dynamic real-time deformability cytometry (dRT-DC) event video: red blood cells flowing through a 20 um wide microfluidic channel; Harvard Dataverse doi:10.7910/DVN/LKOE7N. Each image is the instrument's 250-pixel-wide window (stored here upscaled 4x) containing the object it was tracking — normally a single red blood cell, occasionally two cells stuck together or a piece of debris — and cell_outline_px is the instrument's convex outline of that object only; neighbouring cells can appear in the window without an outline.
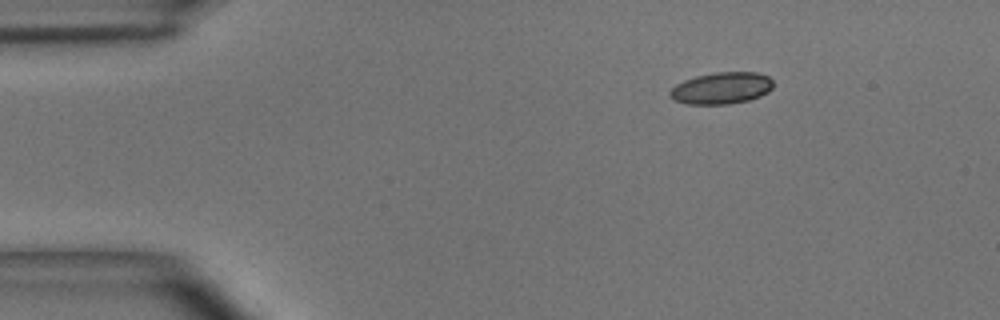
{"species": "common noctule bat (a hibernating species)", "species_latin": "Nyctalus noctula", "temperature_condition": "room temperature", "stored_images_in_passage": 44, "camera_frame_rate_fps": 3000, "um_per_image_px": 0.085, "animal": {"sex": "male", "body_mass_g": 15.6}, "frame": {"image": 1, "passage_image": 1, "time_ms": 0.0, "image_size_px": [1000, 320], "cell_outline_px": [[772, 88], [768, 92], [760, 96], [748, 100], [728, 104], [684, 104], [672, 100], [668, 96], [668, 92], [676, 84], [684, 80], [696, 76], [716, 72], [756, 72], [768, 76], [772, 80]], "centroid_in_image_um": [61.28, 7.5], "position_along_channel_um": 23.7, "area_um2": 19.25}}
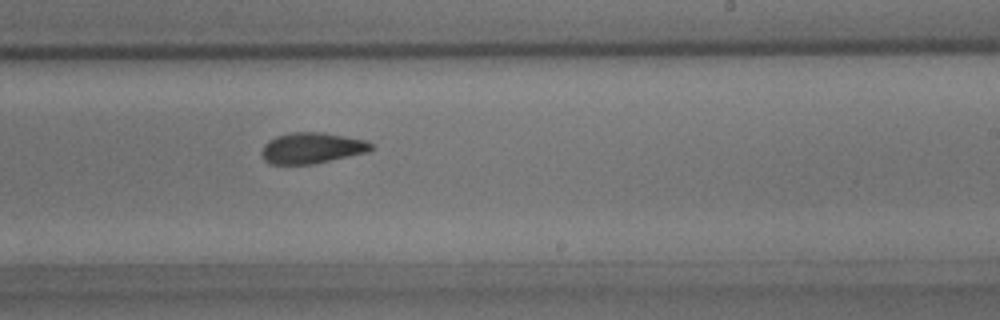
{"frame": {"image": 2, "passage_image": 24, "time_ms": 7.667, "image_size_px": [1000, 320], "cell_outline_px": [[372, 148], [368, 152], [312, 164], [268, 164], [264, 160], [260, 152], [264, 144], [268, 140], [276, 136], [292, 132], [324, 132], [368, 140], [372, 144]], "centroid_in_image_um": [26.49, 12.57], "position_along_channel_um": 262.5, "area_um2": 19.88}}
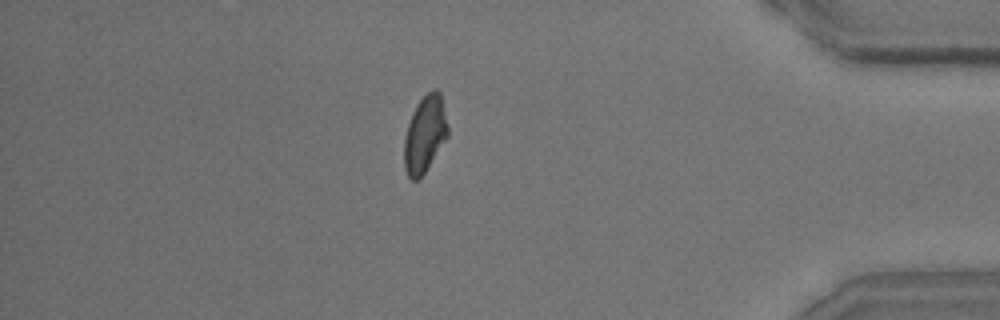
{"frame": {"image": 3, "passage_image": 37, "time_ms": 12.0, "image_size_px": [1000, 320], "cell_outline_px": [[448, 136], [420, 180], [412, 180], [408, 176], [404, 168], [404, 140], [408, 124], [412, 112], [416, 104], [432, 88], [436, 88], [440, 92], [448, 128]], "centroid_in_image_um": [36.1, 11.42], "position_along_channel_um": 399.1, "area_um2": 19.54}, "authors_computed_cell_mechanics": {"area_um2": 19.652, "velocity_mm_per_s": 3.9982, "shape_relaxation_time_tau1_ms": 5.3034, "shape_relaxation_time_tau2_ms": 2.4515, "deformation_change_tau1": 0.1548, "deformation_change_tau2": 0.0932}}